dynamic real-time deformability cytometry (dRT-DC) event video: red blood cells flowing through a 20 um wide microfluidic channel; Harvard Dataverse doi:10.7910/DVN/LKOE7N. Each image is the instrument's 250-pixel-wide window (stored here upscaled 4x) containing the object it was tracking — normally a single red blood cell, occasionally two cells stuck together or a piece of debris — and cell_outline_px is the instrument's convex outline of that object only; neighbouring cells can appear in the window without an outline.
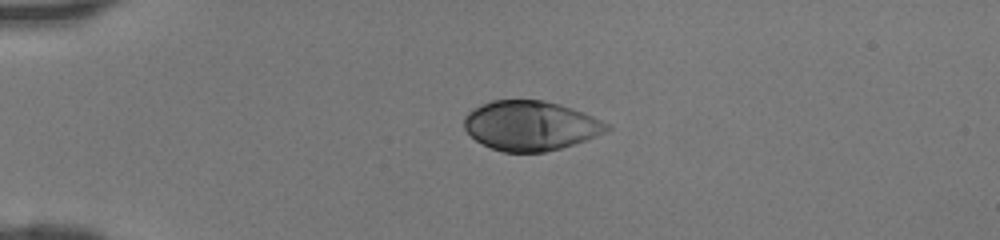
{"species": "human", "species_latin": "Homo sapiens", "temperature_condition": "room temperature", "stored_images_in_passage": 35, "camera_frame_rate_fps": 3000, "um_per_image_px": 0.085, "donor": {"sex": "female"}, "frame": {"image": 1, "passage_image": 1, "time_ms": 0.0, "image_size_px": [1000, 240], "cell_outline_px": [[612, 128], [608, 132], [560, 148], [544, 152], [504, 152], [492, 148], [476, 140], [464, 128], [464, 116], [468, 112], [492, 100], [544, 100], [572, 108], [584, 112], [612, 124]], "centroid_in_image_um": [45.15, 10.68], "position_along_channel_um": 39.9, "area_um2": 41.15}}
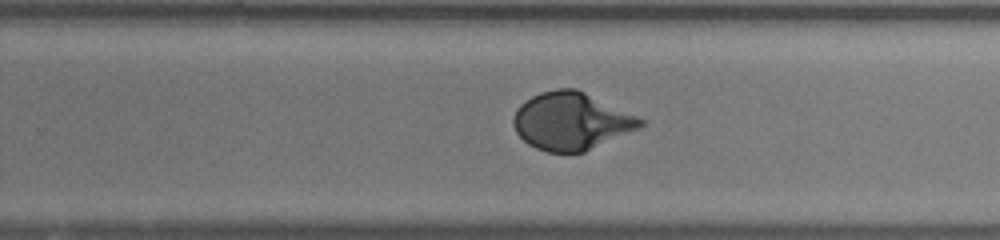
{"frame": {"image": 2, "passage_image": 20, "time_ms": 6.333, "image_size_px": [1000, 240], "cell_outline_px": [[644, 124], [640, 128], [584, 152], [548, 152], [536, 148], [528, 144], [516, 132], [512, 124], [512, 120], [516, 108], [520, 104], [532, 96], [540, 92], [556, 88], [576, 88], [636, 116], [644, 120]], "centroid_in_image_um": [48.52, 10.29], "position_along_channel_um": 281.3, "area_um2": 42.31}}
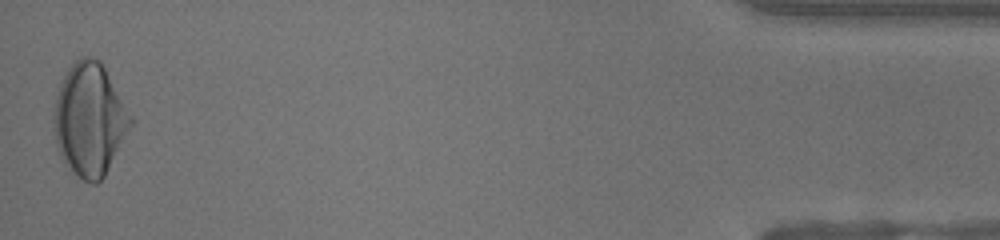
{"frame": {"image": 3, "passage_image": 35, "time_ms": 11.333, "image_size_px": [1000, 240], "cell_outline_px": [[136, 120], [104, 176], [96, 184], [92, 184], [84, 180], [60, 156], [56, 148], [52, 132], [52, 116], [56, 96], [60, 84], [68, 68], [80, 56], [92, 56], [100, 60]], "centroid_in_image_um": [7.63, 10.13], "position_along_channel_um": 427.6, "area_um2": 50.98}}